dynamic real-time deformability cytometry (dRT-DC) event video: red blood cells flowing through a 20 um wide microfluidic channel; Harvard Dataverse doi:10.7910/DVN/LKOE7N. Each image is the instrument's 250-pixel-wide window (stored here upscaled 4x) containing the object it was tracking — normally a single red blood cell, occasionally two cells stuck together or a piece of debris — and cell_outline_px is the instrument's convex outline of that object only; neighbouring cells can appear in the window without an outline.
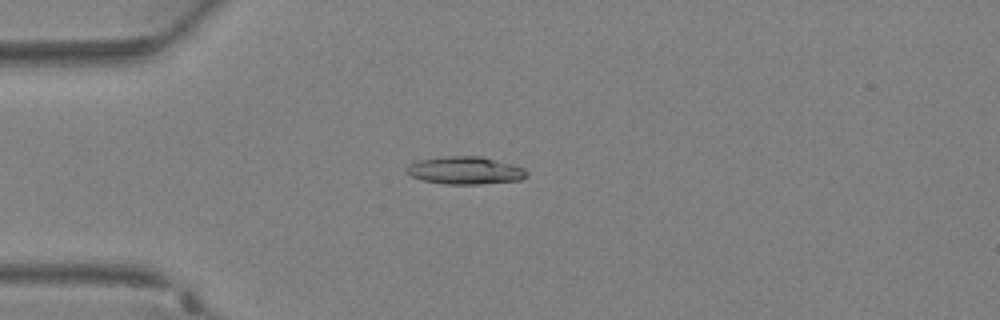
{"species": "Egyptian fruit bat (a non-hibernating species)", "species_latin": "Rousettus aegyptiacus", "temperature_condition": "warm", "stored_images_in_passage": 30, "camera_frame_rate_fps": 3000, "um_per_image_px": 0.085, "animal": {"sex": "female"}, "frame": {"image": 1, "passage_image": 3, "time_ms": 0.667, "image_size_px": [1000, 320], "cell_outline_px": [[528, 172], [520, 180], [480, 184], [444, 184], [424, 180], [412, 176], [404, 172], [404, 168], [408, 164], [420, 160], [444, 156], [480, 156], [512, 164], [524, 168]], "centroid_in_image_um": [39.5, 14.48], "position_along_channel_um": 45.5, "area_um2": 19.31}}
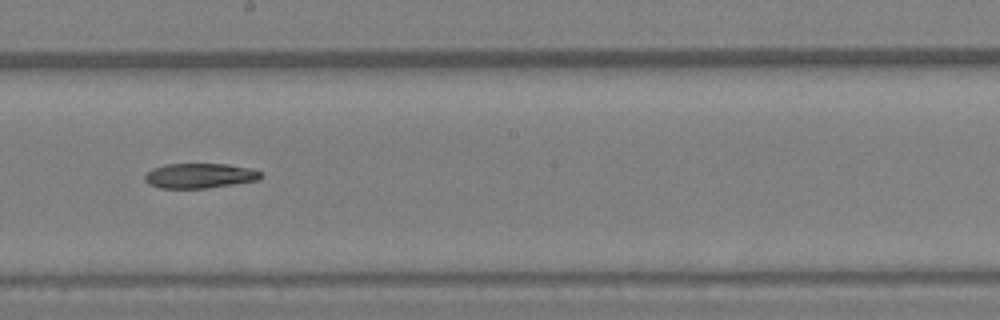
{"frame": {"image": 2, "passage_image": 14, "time_ms": 4.333, "image_size_px": [1000, 320], "cell_outline_px": [[260, 176], [256, 180], [232, 184], [204, 188], [160, 188], [148, 184], [144, 180], [144, 176], [152, 168], [164, 164], [228, 164], [252, 168], [260, 172]], "centroid_in_image_um": [16.91, 14.93], "position_along_channel_um": 231.3, "area_um2": 16.7}}
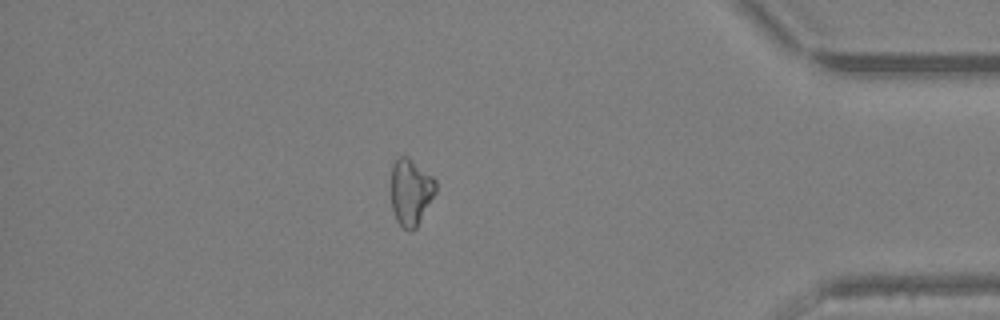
{"frame": {"image": 3, "passage_image": 25, "time_ms": 8.0, "image_size_px": [1000, 320], "cell_outline_px": [[436, 192], [416, 228], [412, 232], [404, 228], [396, 220], [392, 208], [392, 164], [400, 156], [408, 156], [432, 176], [436, 180]], "centroid_in_image_um": [34.92, 16.32], "position_along_channel_um": 400.3, "area_um2": 17.22}}